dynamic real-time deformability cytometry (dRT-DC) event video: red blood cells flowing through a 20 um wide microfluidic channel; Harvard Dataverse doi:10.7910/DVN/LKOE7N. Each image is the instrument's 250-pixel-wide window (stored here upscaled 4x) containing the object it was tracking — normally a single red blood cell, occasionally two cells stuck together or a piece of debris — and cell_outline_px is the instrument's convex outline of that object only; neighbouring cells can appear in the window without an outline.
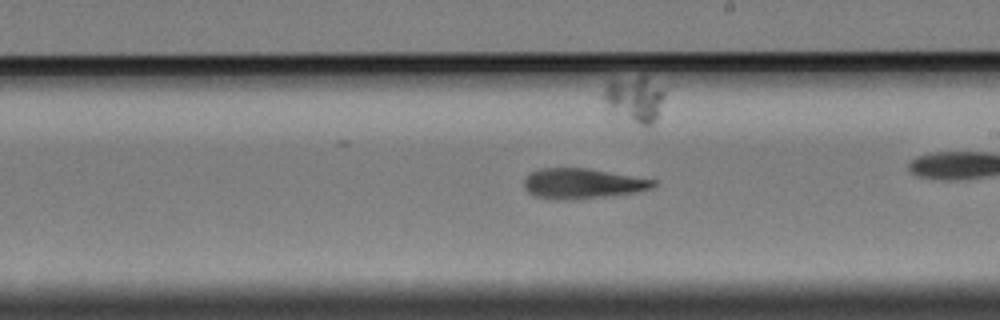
{"species": "Egyptian fruit bat (a non-hibernating species)", "species_latin": "Rousettus aegyptiacus", "temperature_condition": "cold", "stored_images_in_passage": 32, "camera_frame_rate_fps": 3000, "um_per_image_px": 0.085, "animal": {"sex": "female"}, "frame": {"image": 1, "passage_image": 19, "time_ms": 6.0, "image_size_px": [1000, 320], "cell_outline_px": [[656, 184], [652, 188], [636, 192], [608, 196], [576, 200], [552, 200], [532, 196], [524, 188], [524, 180], [528, 172], [540, 168], [588, 168], [656, 180]], "centroid_in_image_um": [49.45, 15.61], "position_along_channel_um": 239.6, "area_um2": 23.18}}